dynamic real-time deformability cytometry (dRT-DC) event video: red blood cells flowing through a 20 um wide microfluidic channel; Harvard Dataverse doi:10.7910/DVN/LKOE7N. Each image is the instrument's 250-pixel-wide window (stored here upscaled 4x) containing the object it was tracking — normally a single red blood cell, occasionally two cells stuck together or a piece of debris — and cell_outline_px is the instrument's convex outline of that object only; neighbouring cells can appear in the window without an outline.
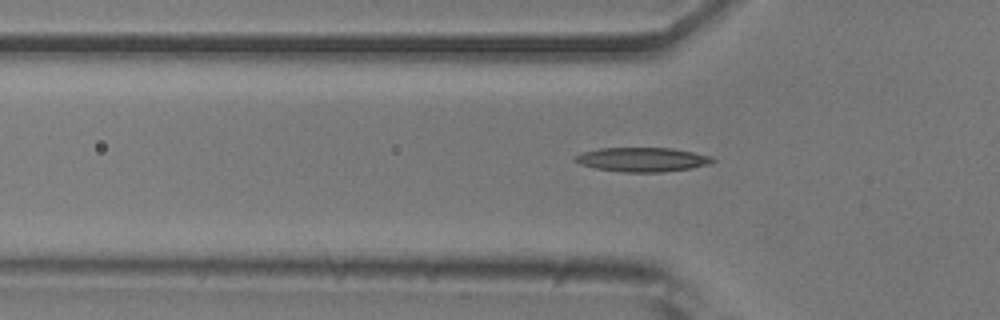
{"species": "common noctule bat (a hibernating species)", "species_latin": "Nyctalus noctula", "temperature_condition": "room temperature", "stored_images_in_passage": 43, "camera_frame_rate_fps": 3000, "um_per_image_px": 0.085, "animal": {"sex": "male", "body_mass_g": 20.5, "forearm_length_mm": 52.5}, "frame": {"image": 1, "passage_image": 14, "time_ms": 4.333, "image_size_px": [1000, 320], "cell_outline_px": [[716, 160], [712, 164], [692, 168], [664, 172], [624, 172], [596, 168], [580, 164], [572, 160], [580, 152], [600, 148], [672, 148], [712, 156]], "centroid_in_image_um": [54.62, 13.56], "position_along_channel_um": 71.2, "area_um2": 19.54}}
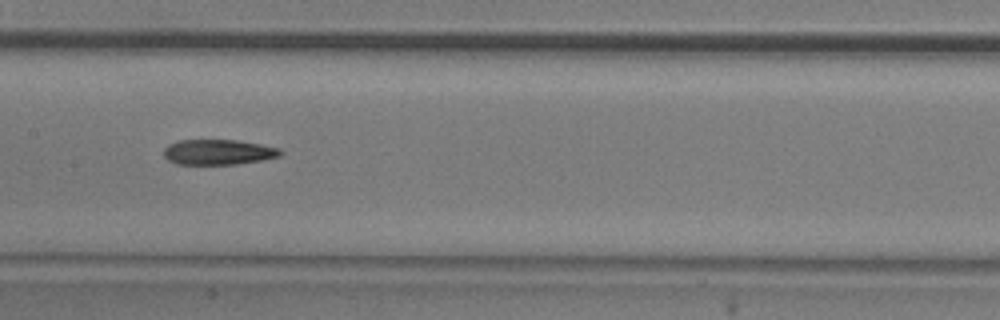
{"frame": {"image": 2, "passage_image": 23, "time_ms": 7.333, "image_size_px": [1000, 320], "cell_outline_px": [[284, 152], [280, 156], [260, 160], [236, 164], [176, 164], [168, 160], [164, 156], [164, 148], [168, 144], [176, 140], [236, 140], [260, 144], [280, 148]], "centroid_in_image_um": [18.54, 12.92], "position_along_channel_um": 188.9, "area_um2": 17.22}}
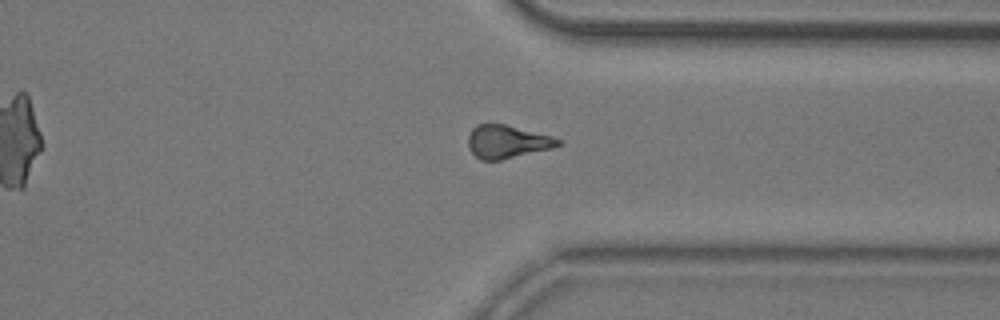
{"frame": {"image": 3, "passage_image": 37, "time_ms": 12.0, "image_size_px": [1000, 320], "cell_outline_px": [[564, 144], [552, 148], [500, 160], [480, 160], [468, 148], [468, 136], [472, 128], [476, 124], [504, 124], [552, 136], [564, 140]], "centroid_in_image_um": [43.13, 12.04], "position_along_channel_um": 368.3, "area_um2": 17.4}}